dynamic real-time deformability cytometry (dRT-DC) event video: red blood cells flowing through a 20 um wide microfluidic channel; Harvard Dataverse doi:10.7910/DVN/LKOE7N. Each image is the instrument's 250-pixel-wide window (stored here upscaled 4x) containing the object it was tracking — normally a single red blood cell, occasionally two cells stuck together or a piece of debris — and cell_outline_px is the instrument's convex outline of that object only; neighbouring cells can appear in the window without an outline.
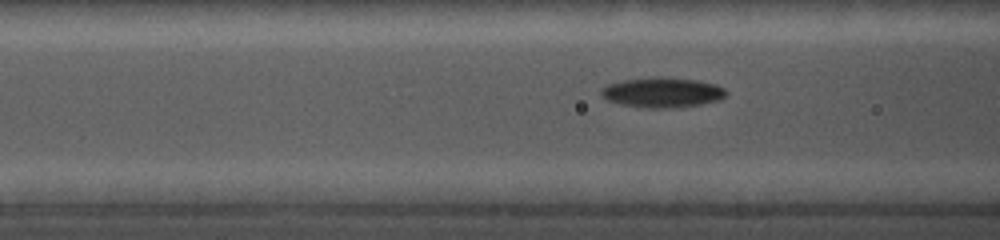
{"species": "common noctule bat (a hibernating species)", "species_latin": "Nyctalus noctula", "temperature_condition": "cold", "stored_images_in_passage": 42, "camera_frame_rate_fps": 5000, "um_per_image_px": 0.085, "animal": {"sex": "female", "body_mass_g": 19.0, "forearm_length_mm": 56.7}, "frame": {"image": 1, "passage_image": 7, "time_ms": 1.8, "image_size_px": [1000, 240], "cell_outline_px": [[728, 92], [724, 96], [716, 100], [700, 104], [664, 108], [648, 108], [624, 104], [608, 100], [600, 92], [608, 84], [624, 80], [696, 80], [716, 84], [724, 88]], "centroid_in_image_um": [56.33, 7.9], "position_along_channel_um": 110.3, "area_um2": 20.35}}
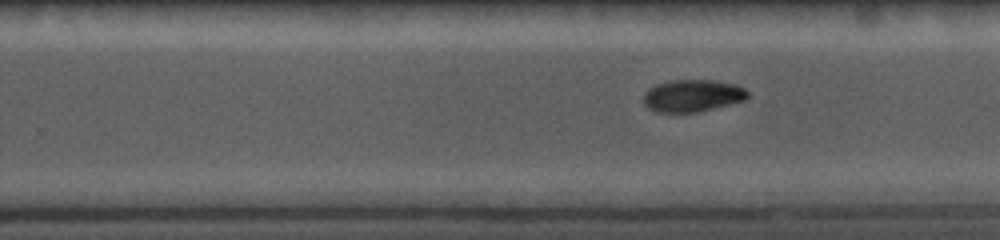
{"frame": {"image": 2, "passage_image": 27, "time_ms": 6.0, "image_size_px": [1000, 240], "cell_outline_px": [[748, 96], [744, 100], [696, 112], [656, 112], [648, 108], [644, 104], [644, 92], [648, 88], [656, 84], [672, 80], [712, 80], [736, 84], [744, 88], [748, 92]], "centroid_in_image_um": [58.83, 8.12], "position_along_channel_um": 271.0, "area_um2": 19.42}}
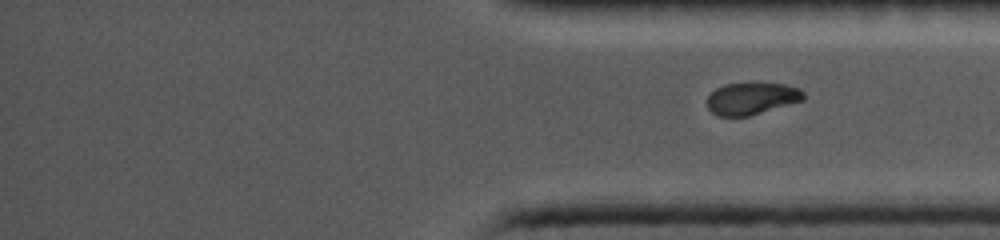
{"frame": {"image": 3, "passage_image": 42, "time_ms": 8.6, "image_size_px": [1000, 240], "cell_outline_px": [[804, 100], [748, 116], [716, 116], [708, 108], [708, 96], [716, 88], [724, 84], [784, 84], [800, 88], [804, 92]], "centroid_in_image_um": [63.89, 8.38], "position_along_channel_um": 371.3, "area_um2": 17.74}}